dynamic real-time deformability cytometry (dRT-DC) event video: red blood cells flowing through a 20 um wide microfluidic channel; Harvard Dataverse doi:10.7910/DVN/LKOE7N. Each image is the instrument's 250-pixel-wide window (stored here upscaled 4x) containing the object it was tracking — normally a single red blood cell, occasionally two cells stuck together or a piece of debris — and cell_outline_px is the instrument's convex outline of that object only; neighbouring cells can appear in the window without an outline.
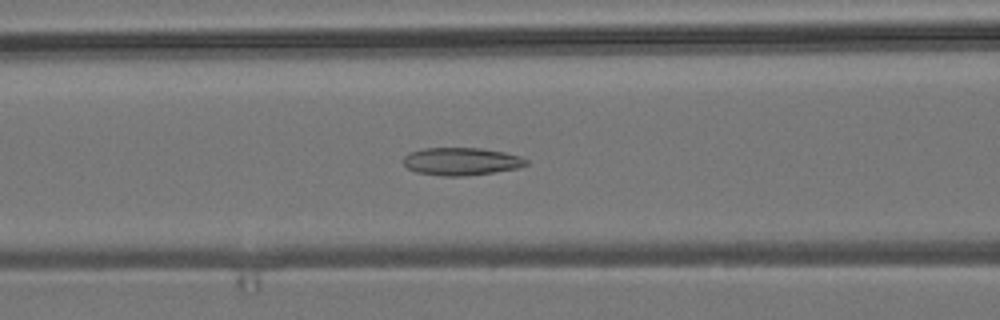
{"species": "common noctule bat (a hibernating species)", "species_latin": "Nyctalus noctula", "temperature_condition": "room temperature", "stored_images_in_passage": 39, "camera_frame_rate_fps": 3000, "um_per_image_px": 0.085, "animal": {"sex": "male", "body_mass_g": 19.2, "forearm_length_mm": 51.8}, "frame": {"image": 1, "passage_image": 7, "time_ms": 2.0, "image_size_px": [1000, 320], "cell_outline_px": [[528, 164], [516, 168], [492, 172], [464, 176], [444, 176], [416, 172], [408, 168], [404, 164], [404, 156], [408, 152], [424, 148], [480, 148], [504, 152], [520, 156], [528, 160]], "centroid_in_image_um": [39.19, 13.71], "position_along_channel_um": 127.4, "area_um2": 19.71}}
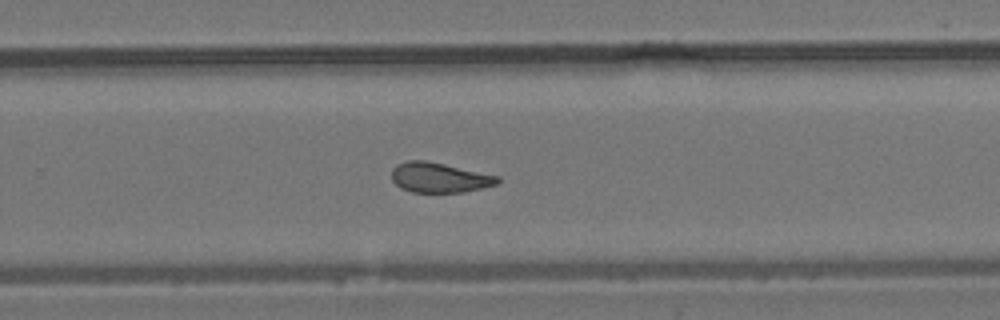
{"frame": {"image": 2, "passage_image": 20, "time_ms": 6.333, "image_size_px": [1000, 320], "cell_outline_px": [[500, 180], [496, 184], [484, 188], [464, 192], [412, 192], [400, 188], [392, 180], [392, 168], [396, 164], [408, 160], [424, 160], [444, 164], [500, 176]], "centroid_in_image_um": [37.34, 15.09], "position_along_channel_um": 292.5, "area_um2": 18.55}}
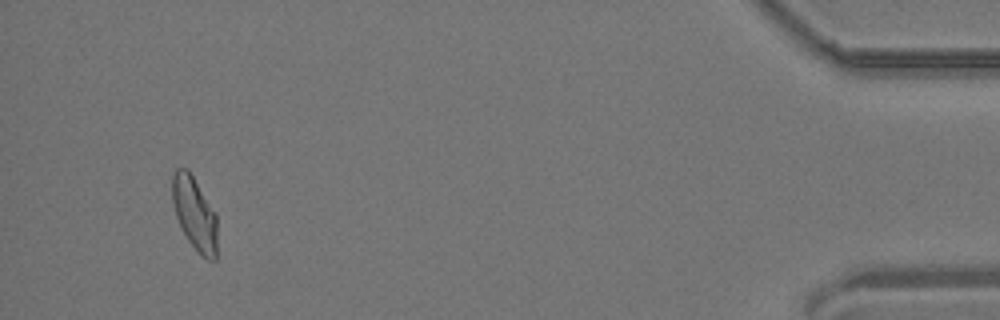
{"frame": {"image": 3, "passage_image": 36, "time_ms": 11.667, "image_size_px": [1000, 320], "cell_outline_px": [[216, 260], [208, 260], [200, 256], [188, 240], [180, 228], [176, 216], [172, 200], [172, 176], [176, 168], [188, 168], [216, 212]], "centroid_in_image_um": [16.53, 18.15], "position_along_channel_um": 418.7, "area_um2": 19.42}, "authors_computed_cell_mechanics": {"area_um2": 18.9584, "velocity_mm_per_s": 3.8253, "shape_relaxation_time_tau1_ms": null, "shape_relaxation_time_tau2_ms": 2.4397, "deformation_change_tau1": null, "deformation_change_tau2": 0.0951}}